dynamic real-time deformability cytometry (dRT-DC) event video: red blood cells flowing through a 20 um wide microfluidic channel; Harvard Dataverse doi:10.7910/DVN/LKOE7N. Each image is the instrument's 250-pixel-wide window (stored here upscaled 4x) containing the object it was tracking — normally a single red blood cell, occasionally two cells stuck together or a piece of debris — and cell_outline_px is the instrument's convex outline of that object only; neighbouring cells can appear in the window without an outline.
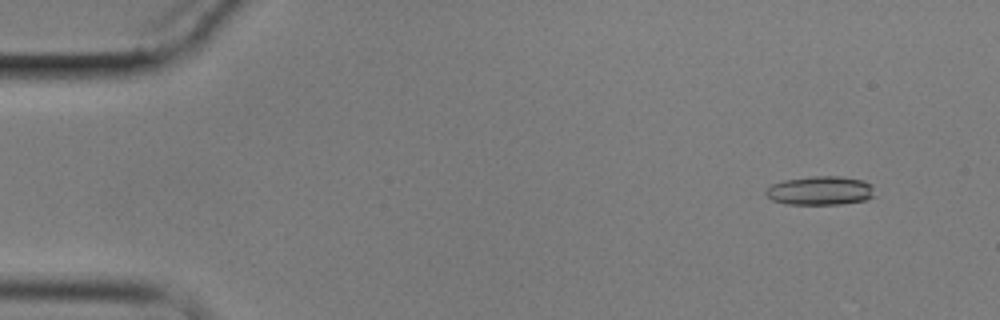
{"species": "common noctule bat (a hibernating species)", "species_latin": "Nyctalus noctula", "temperature_condition": "cold", "stored_images_in_passage": 5, "camera_frame_rate_fps": 3000, "um_per_image_px": 0.085, "animal": {"sex": "male", "body_mass_g": 17.9}, "frame": {"image": 1, "passage_image": 2, "time_ms": 1.333, "image_size_px": [1000, 320], "cell_outline_px": [[876, 196], [864, 200], [840, 204], [784, 204], [772, 200], [764, 192], [772, 184], [784, 180], [812, 176], [840, 176], [864, 180], [872, 184]], "centroid_in_image_um": [69.75, 16.2], "position_along_channel_um": 15.2, "area_um2": 18.44}}
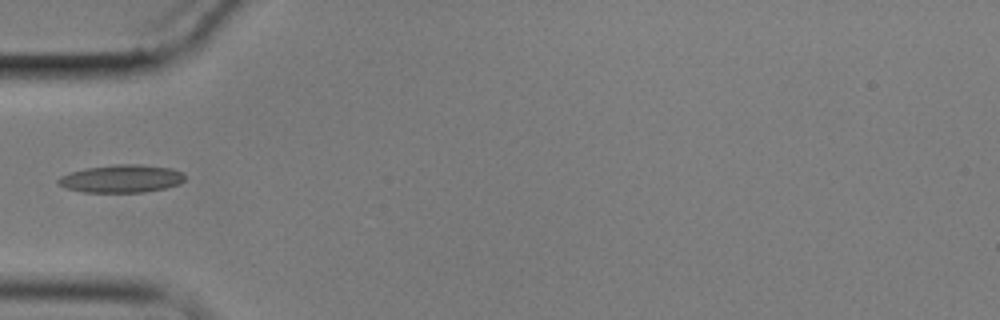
{"frame": {"image": 2, "passage_image": 5, "time_ms": 6.0, "image_size_px": [1000, 320], "cell_outline_px": [[184, 180], [180, 184], [164, 188], [144, 192], [84, 192], [64, 188], [56, 180], [60, 176], [84, 168], [116, 164], [140, 164], [172, 168], [180, 172], [184, 176]], "centroid_in_image_um": [10.31, 15.18], "position_along_channel_um": 74.7, "area_um2": 20.52}}